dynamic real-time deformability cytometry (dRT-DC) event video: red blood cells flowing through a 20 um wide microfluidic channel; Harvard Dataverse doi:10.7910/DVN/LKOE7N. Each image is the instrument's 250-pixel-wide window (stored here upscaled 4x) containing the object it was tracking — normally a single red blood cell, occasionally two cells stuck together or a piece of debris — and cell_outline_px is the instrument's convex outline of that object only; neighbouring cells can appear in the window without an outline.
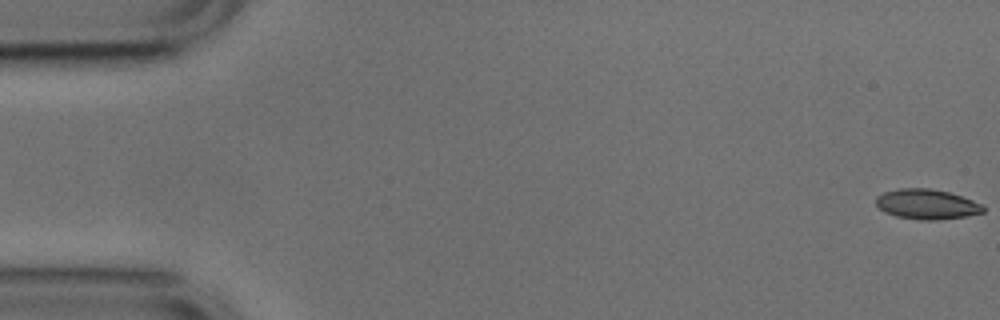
{"species": "common noctule bat (a hibernating species)", "species_latin": "Nyctalus noctula", "temperature_condition": "cold", "stored_images_in_passage": 54, "camera_frame_rate_fps": 3000, "um_per_image_px": 0.085, "animal": {"sex": "male", "body_mass_g": 17.9, "forearm_length_mm": 54.2}, "frame": {"image": 1, "passage_image": 1, "time_ms": 0.0, "image_size_px": [1000, 320], "cell_outline_px": [[984, 212], [968, 216], [936, 220], [920, 220], [896, 216], [884, 212], [876, 204], [876, 196], [884, 192], [900, 188], [928, 188], [948, 192], [972, 200], [980, 204], [984, 208]], "centroid_in_image_um": [78.75, 17.36], "position_along_channel_um": 6.2, "area_um2": 18.67}}
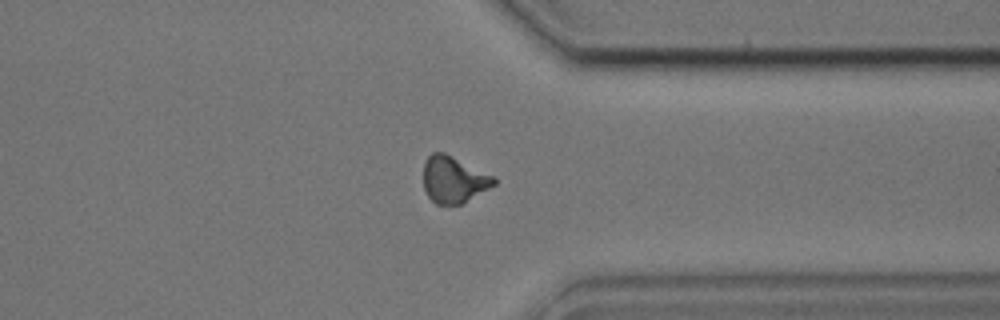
{"frame": {"image": 2, "passage_image": 41, "time_ms": 13.333, "image_size_px": [1000, 320], "cell_outline_px": [[496, 184], [464, 204], [436, 204], [428, 196], [424, 188], [424, 160], [432, 152], [444, 152], [496, 176]], "centroid_in_image_um": [38.59, 15.26], "position_along_channel_um": 372.8, "area_um2": 19.42}}
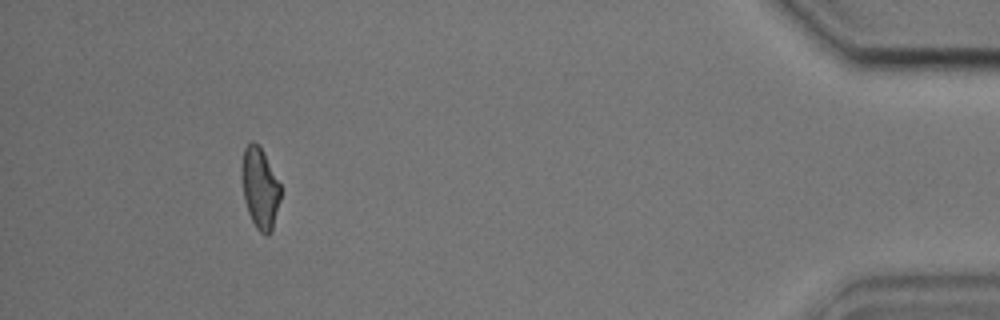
{"frame": {"image": 3, "passage_image": 49, "time_ms": 16.0, "image_size_px": [1000, 320], "cell_outline_px": [[280, 200], [272, 232], [268, 236], [264, 236], [256, 228], [248, 212], [244, 200], [240, 176], [240, 168], [244, 148], [252, 140], [260, 148], [280, 184]], "centroid_in_image_um": [22.07, 16.04], "position_along_channel_um": 413.1, "area_um2": 18.38}, "authors_computed_cell_mechanics": {"area_um2": 19.363, "velocity_mm_per_s": 3.7874, "shape_relaxation_time_tau1_ms": 6.0992, "shape_relaxation_time_tau2_ms": 2.8393, "deformation_change_tau1": 0.1438, "deformation_change_tau2": 0.0974}}